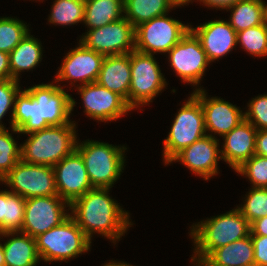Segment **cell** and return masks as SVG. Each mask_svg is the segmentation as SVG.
Segmentation results:
<instances>
[{"label": "cell", "instance_id": "obj_1", "mask_svg": "<svg viewBox=\"0 0 267 266\" xmlns=\"http://www.w3.org/2000/svg\"><path fill=\"white\" fill-rule=\"evenodd\" d=\"M75 103L71 95L53 81L20 90L15 97L11 130L24 135L51 125L69 124Z\"/></svg>", "mask_w": 267, "mask_h": 266}, {"label": "cell", "instance_id": "obj_2", "mask_svg": "<svg viewBox=\"0 0 267 266\" xmlns=\"http://www.w3.org/2000/svg\"><path fill=\"white\" fill-rule=\"evenodd\" d=\"M110 188H92L70 205V215L92 240L99 233L113 243L131 227L129 213L109 196Z\"/></svg>", "mask_w": 267, "mask_h": 266}, {"label": "cell", "instance_id": "obj_3", "mask_svg": "<svg viewBox=\"0 0 267 266\" xmlns=\"http://www.w3.org/2000/svg\"><path fill=\"white\" fill-rule=\"evenodd\" d=\"M250 233L249 221L237 208L200 221L192 225L190 232L195 243L191 261L198 266L213 250L245 238Z\"/></svg>", "mask_w": 267, "mask_h": 266}, {"label": "cell", "instance_id": "obj_4", "mask_svg": "<svg viewBox=\"0 0 267 266\" xmlns=\"http://www.w3.org/2000/svg\"><path fill=\"white\" fill-rule=\"evenodd\" d=\"M76 123L51 125L42 130L28 133L21 144V160L26 163L55 166L64 157L76 150Z\"/></svg>", "mask_w": 267, "mask_h": 266}, {"label": "cell", "instance_id": "obj_5", "mask_svg": "<svg viewBox=\"0 0 267 266\" xmlns=\"http://www.w3.org/2000/svg\"><path fill=\"white\" fill-rule=\"evenodd\" d=\"M78 142L76 151L83 158L92 187L112 188L124 170L127 148L94 140Z\"/></svg>", "mask_w": 267, "mask_h": 266}, {"label": "cell", "instance_id": "obj_6", "mask_svg": "<svg viewBox=\"0 0 267 266\" xmlns=\"http://www.w3.org/2000/svg\"><path fill=\"white\" fill-rule=\"evenodd\" d=\"M35 241L40 260L66 263L89 251L92 243L71 215L60 225L35 237Z\"/></svg>", "mask_w": 267, "mask_h": 266}, {"label": "cell", "instance_id": "obj_7", "mask_svg": "<svg viewBox=\"0 0 267 266\" xmlns=\"http://www.w3.org/2000/svg\"><path fill=\"white\" fill-rule=\"evenodd\" d=\"M176 114L168 137L163 141L164 165L185 147L207 135L200 100L192 93Z\"/></svg>", "mask_w": 267, "mask_h": 266}, {"label": "cell", "instance_id": "obj_8", "mask_svg": "<svg viewBox=\"0 0 267 266\" xmlns=\"http://www.w3.org/2000/svg\"><path fill=\"white\" fill-rule=\"evenodd\" d=\"M154 55L131 52V84L128 106L133 110L147 105L167 86Z\"/></svg>", "mask_w": 267, "mask_h": 266}, {"label": "cell", "instance_id": "obj_9", "mask_svg": "<svg viewBox=\"0 0 267 266\" xmlns=\"http://www.w3.org/2000/svg\"><path fill=\"white\" fill-rule=\"evenodd\" d=\"M164 14L135 27V50L145 54L168 53L190 30L191 25Z\"/></svg>", "mask_w": 267, "mask_h": 266}, {"label": "cell", "instance_id": "obj_10", "mask_svg": "<svg viewBox=\"0 0 267 266\" xmlns=\"http://www.w3.org/2000/svg\"><path fill=\"white\" fill-rule=\"evenodd\" d=\"M11 193L28 199L58 195L53 166L26 163L20 160L1 180Z\"/></svg>", "mask_w": 267, "mask_h": 266}, {"label": "cell", "instance_id": "obj_11", "mask_svg": "<svg viewBox=\"0 0 267 266\" xmlns=\"http://www.w3.org/2000/svg\"><path fill=\"white\" fill-rule=\"evenodd\" d=\"M85 33L79 42L104 56L129 54L135 50V27L125 17Z\"/></svg>", "mask_w": 267, "mask_h": 266}, {"label": "cell", "instance_id": "obj_12", "mask_svg": "<svg viewBox=\"0 0 267 266\" xmlns=\"http://www.w3.org/2000/svg\"><path fill=\"white\" fill-rule=\"evenodd\" d=\"M66 206L68 209L65 210ZM67 210H70V204L58 195L25 199L24 223L20 232L35 238L65 221L70 216Z\"/></svg>", "mask_w": 267, "mask_h": 266}, {"label": "cell", "instance_id": "obj_13", "mask_svg": "<svg viewBox=\"0 0 267 266\" xmlns=\"http://www.w3.org/2000/svg\"><path fill=\"white\" fill-rule=\"evenodd\" d=\"M167 54H169L170 66L183 83L194 86L200 84L210 62L200 40L191 30Z\"/></svg>", "mask_w": 267, "mask_h": 266}, {"label": "cell", "instance_id": "obj_14", "mask_svg": "<svg viewBox=\"0 0 267 266\" xmlns=\"http://www.w3.org/2000/svg\"><path fill=\"white\" fill-rule=\"evenodd\" d=\"M76 87L83 101L84 112L94 120L111 122L132 111L120 95L97 82Z\"/></svg>", "mask_w": 267, "mask_h": 266}, {"label": "cell", "instance_id": "obj_15", "mask_svg": "<svg viewBox=\"0 0 267 266\" xmlns=\"http://www.w3.org/2000/svg\"><path fill=\"white\" fill-rule=\"evenodd\" d=\"M58 196L70 205L93 187L81 155L75 150L53 166Z\"/></svg>", "mask_w": 267, "mask_h": 266}, {"label": "cell", "instance_id": "obj_16", "mask_svg": "<svg viewBox=\"0 0 267 266\" xmlns=\"http://www.w3.org/2000/svg\"><path fill=\"white\" fill-rule=\"evenodd\" d=\"M219 139L206 135L177 153L169 163L181 162L194 174L209 180L218 174V161L221 159Z\"/></svg>", "mask_w": 267, "mask_h": 266}, {"label": "cell", "instance_id": "obj_17", "mask_svg": "<svg viewBox=\"0 0 267 266\" xmlns=\"http://www.w3.org/2000/svg\"><path fill=\"white\" fill-rule=\"evenodd\" d=\"M104 55L86 48L79 42L78 47L71 49L70 52L64 56L61 67L56 74L55 82L72 81L81 85L96 82Z\"/></svg>", "mask_w": 267, "mask_h": 266}, {"label": "cell", "instance_id": "obj_18", "mask_svg": "<svg viewBox=\"0 0 267 266\" xmlns=\"http://www.w3.org/2000/svg\"><path fill=\"white\" fill-rule=\"evenodd\" d=\"M206 90L197 88L193 94L200 100L207 135L225 136L245 119V114L236 105L217 97H207ZM208 131V132H207Z\"/></svg>", "mask_w": 267, "mask_h": 266}, {"label": "cell", "instance_id": "obj_19", "mask_svg": "<svg viewBox=\"0 0 267 266\" xmlns=\"http://www.w3.org/2000/svg\"><path fill=\"white\" fill-rule=\"evenodd\" d=\"M190 30L200 40L211 63L228 54L237 45V32L224 20H211Z\"/></svg>", "mask_w": 267, "mask_h": 266}, {"label": "cell", "instance_id": "obj_20", "mask_svg": "<svg viewBox=\"0 0 267 266\" xmlns=\"http://www.w3.org/2000/svg\"><path fill=\"white\" fill-rule=\"evenodd\" d=\"M257 129L246 119L223 136V150H220L221 160L236 170L245 161L255 155Z\"/></svg>", "mask_w": 267, "mask_h": 266}, {"label": "cell", "instance_id": "obj_21", "mask_svg": "<svg viewBox=\"0 0 267 266\" xmlns=\"http://www.w3.org/2000/svg\"><path fill=\"white\" fill-rule=\"evenodd\" d=\"M96 82L120 95L128 104L131 84V52L105 56Z\"/></svg>", "mask_w": 267, "mask_h": 266}, {"label": "cell", "instance_id": "obj_22", "mask_svg": "<svg viewBox=\"0 0 267 266\" xmlns=\"http://www.w3.org/2000/svg\"><path fill=\"white\" fill-rule=\"evenodd\" d=\"M198 266H255L251 236L213 250Z\"/></svg>", "mask_w": 267, "mask_h": 266}, {"label": "cell", "instance_id": "obj_23", "mask_svg": "<svg viewBox=\"0 0 267 266\" xmlns=\"http://www.w3.org/2000/svg\"><path fill=\"white\" fill-rule=\"evenodd\" d=\"M1 236H13L2 244L5 266H36L40 261L35 238L20 231L3 232Z\"/></svg>", "mask_w": 267, "mask_h": 266}, {"label": "cell", "instance_id": "obj_24", "mask_svg": "<svg viewBox=\"0 0 267 266\" xmlns=\"http://www.w3.org/2000/svg\"><path fill=\"white\" fill-rule=\"evenodd\" d=\"M41 42L30 32L9 53L11 79L19 81L20 72L35 68L42 60Z\"/></svg>", "mask_w": 267, "mask_h": 266}, {"label": "cell", "instance_id": "obj_25", "mask_svg": "<svg viewBox=\"0 0 267 266\" xmlns=\"http://www.w3.org/2000/svg\"><path fill=\"white\" fill-rule=\"evenodd\" d=\"M124 0H87L83 23L95 29L124 17Z\"/></svg>", "mask_w": 267, "mask_h": 266}, {"label": "cell", "instance_id": "obj_26", "mask_svg": "<svg viewBox=\"0 0 267 266\" xmlns=\"http://www.w3.org/2000/svg\"><path fill=\"white\" fill-rule=\"evenodd\" d=\"M265 1L263 0H241L228 8L231 17L228 23L236 32L255 27L266 22Z\"/></svg>", "mask_w": 267, "mask_h": 266}, {"label": "cell", "instance_id": "obj_27", "mask_svg": "<svg viewBox=\"0 0 267 266\" xmlns=\"http://www.w3.org/2000/svg\"><path fill=\"white\" fill-rule=\"evenodd\" d=\"M25 198L9 190L0 191V233L21 231Z\"/></svg>", "mask_w": 267, "mask_h": 266}, {"label": "cell", "instance_id": "obj_28", "mask_svg": "<svg viewBox=\"0 0 267 266\" xmlns=\"http://www.w3.org/2000/svg\"><path fill=\"white\" fill-rule=\"evenodd\" d=\"M173 8L169 0H124V17L137 27Z\"/></svg>", "mask_w": 267, "mask_h": 266}, {"label": "cell", "instance_id": "obj_29", "mask_svg": "<svg viewBox=\"0 0 267 266\" xmlns=\"http://www.w3.org/2000/svg\"><path fill=\"white\" fill-rule=\"evenodd\" d=\"M50 11L49 21L58 25H75L84 21L85 3L75 0H55Z\"/></svg>", "mask_w": 267, "mask_h": 266}, {"label": "cell", "instance_id": "obj_30", "mask_svg": "<svg viewBox=\"0 0 267 266\" xmlns=\"http://www.w3.org/2000/svg\"><path fill=\"white\" fill-rule=\"evenodd\" d=\"M17 18L0 17V50L10 53L29 33V28Z\"/></svg>", "mask_w": 267, "mask_h": 266}, {"label": "cell", "instance_id": "obj_31", "mask_svg": "<svg viewBox=\"0 0 267 266\" xmlns=\"http://www.w3.org/2000/svg\"><path fill=\"white\" fill-rule=\"evenodd\" d=\"M237 44L242 45L250 55L266 57L267 55V23L237 32Z\"/></svg>", "mask_w": 267, "mask_h": 266}, {"label": "cell", "instance_id": "obj_32", "mask_svg": "<svg viewBox=\"0 0 267 266\" xmlns=\"http://www.w3.org/2000/svg\"><path fill=\"white\" fill-rule=\"evenodd\" d=\"M251 224L253 221L267 216V188L252 187L244 204L237 207Z\"/></svg>", "mask_w": 267, "mask_h": 266}, {"label": "cell", "instance_id": "obj_33", "mask_svg": "<svg viewBox=\"0 0 267 266\" xmlns=\"http://www.w3.org/2000/svg\"><path fill=\"white\" fill-rule=\"evenodd\" d=\"M7 129H0V180L21 160L20 149Z\"/></svg>", "mask_w": 267, "mask_h": 266}, {"label": "cell", "instance_id": "obj_34", "mask_svg": "<svg viewBox=\"0 0 267 266\" xmlns=\"http://www.w3.org/2000/svg\"><path fill=\"white\" fill-rule=\"evenodd\" d=\"M235 172L248 177L252 184L251 187L267 188V157L255 154Z\"/></svg>", "mask_w": 267, "mask_h": 266}, {"label": "cell", "instance_id": "obj_35", "mask_svg": "<svg viewBox=\"0 0 267 266\" xmlns=\"http://www.w3.org/2000/svg\"><path fill=\"white\" fill-rule=\"evenodd\" d=\"M20 81L13 79H0V129H6L1 119L11 109L10 127L12 129V118L14 113L15 97L20 91ZM12 107V108H10Z\"/></svg>", "mask_w": 267, "mask_h": 266}, {"label": "cell", "instance_id": "obj_36", "mask_svg": "<svg viewBox=\"0 0 267 266\" xmlns=\"http://www.w3.org/2000/svg\"><path fill=\"white\" fill-rule=\"evenodd\" d=\"M248 110L244 112L248 120L257 130L267 129V94L252 98Z\"/></svg>", "mask_w": 267, "mask_h": 266}, {"label": "cell", "instance_id": "obj_37", "mask_svg": "<svg viewBox=\"0 0 267 266\" xmlns=\"http://www.w3.org/2000/svg\"><path fill=\"white\" fill-rule=\"evenodd\" d=\"M250 236L254 246L255 266H267V236Z\"/></svg>", "mask_w": 267, "mask_h": 266}, {"label": "cell", "instance_id": "obj_38", "mask_svg": "<svg viewBox=\"0 0 267 266\" xmlns=\"http://www.w3.org/2000/svg\"><path fill=\"white\" fill-rule=\"evenodd\" d=\"M255 154L267 157V129L258 130L255 142Z\"/></svg>", "mask_w": 267, "mask_h": 266}, {"label": "cell", "instance_id": "obj_39", "mask_svg": "<svg viewBox=\"0 0 267 266\" xmlns=\"http://www.w3.org/2000/svg\"><path fill=\"white\" fill-rule=\"evenodd\" d=\"M250 235L267 236V216L259 218L250 224Z\"/></svg>", "mask_w": 267, "mask_h": 266}, {"label": "cell", "instance_id": "obj_40", "mask_svg": "<svg viewBox=\"0 0 267 266\" xmlns=\"http://www.w3.org/2000/svg\"><path fill=\"white\" fill-rule=\"evenodd\" d=\"M197 1H200V3L201 2L203 3V5L213 9L221 8L222 10L223 9L226 10L241 0H197Z\"/></svg>", "mask_w": 267, "mask_h": 266}, {"label": "cell", "instance_id": "obj_41", "mask_svg": "<svg viewBox=\"0 0 267 266\" xmlns=\"http://www.w3.org/2000/svg\"><path fill=\"white\" fill-rule=\"evenodd\" d=\"M0 79H11L9 53L0 50Z\"/></svg>", "mask_w": 267, "mask_h": 266}, {"label": "cell", "instance_id": "obj_42", "mask_svg": "<svg viewBox=\"0 0 267 266\" xmlns=\"http://www.w3.org/2000/svg\"><path fill=\"white\" fill-rule=\"evenodd\" d=\"M170 4L175 8L178 6H184L186 4H189V2H192V0H169ZM194 2V0H193Z\"/></svg>", "mask_w": 267, "mask_h": 266}, {"label": "cell", "instance_id": "obj_43", "mask_svg": "<svg viewBox=\"0 0 267 266\" xmlns=\"http://www.w3.org/2000/svg\"><path fill=\"white\" fill-rule=\"evenodd\" d=\"M103 266H133V265H131V264H127V263H125V262H114L113 260H111V262H107L105 265H103Z\"/></svg>", "mask_w": 267, "mask_h": 266}, {"label": "cell", "instance_id": "obj_44", "mask_svg": "<svg viewBox=\"0 0 267 266\" xmlns=\"http://www.w3.org/2000/svg\"><path fill=\"white\" fill-rule=\"evenodd\" d=\"M0 239H2L1 233H0ZM0 266H5L4 251H3L2 243H0Z\"/></svg>", "mask_w": 267, "mask_h": 266}, {"label": "cell", "instance_id": "obj_45", "mask_svg": "<svg viewBox=\"0 0 267 266\" xmlns=\"http://www.w3.org/2000/svg\"><path fill=\"white\" fill-rule=\"evenodd\" d=\"M265 20H266V23H267V4H265Z\"/></svg>", "mask_w": 267, "mask_h": 266}, {"label": "cell", "instance_id": "obj_46", "mask_svg": "<svg viewBox=\"0 0 267 266\" xmlns=\"http://www.w3.org/2000/svg\"><path fill=\"white\" fill-rule=\"evenodd\" d=\"M75 1H79V2L85 3L87 0H75Z\"/></svg>", "mask_w": 267, "mask_h": 266}]
</instances>
